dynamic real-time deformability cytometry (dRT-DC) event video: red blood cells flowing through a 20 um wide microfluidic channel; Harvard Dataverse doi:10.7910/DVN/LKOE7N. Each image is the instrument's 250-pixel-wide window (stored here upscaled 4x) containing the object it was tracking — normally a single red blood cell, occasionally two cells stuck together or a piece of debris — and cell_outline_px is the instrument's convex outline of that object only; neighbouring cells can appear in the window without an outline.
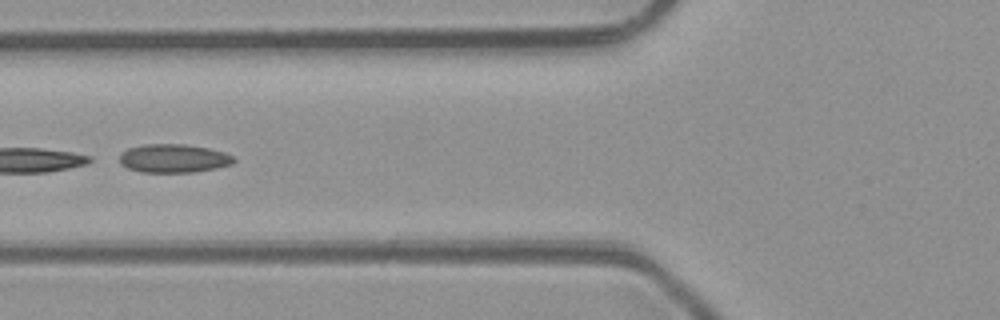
{"species": "common noctule bat (a hibernating species)", "species_latin": "Nyctalus noctula", "temperature_condition": "room temperature", "stored_images_in_passage": 5, "camera_frame_rate_fps": 3000, "um_per_image_px": 0.085, "animal": {"sex": "male", "body_mass_g": 23.1, "forearm_length_mm": 52.7}, "frame": {"image": 1, "passage_image": 4, "time_ms": 4.667, "image_size_px": [1000, 320], "cell_outline_px": [[236, 160], [232, 164], [216, 168], [192, 172], [140, 172], [128, 168], [120, 164], [120, 156], [128, 148], [144, 144], [184, 144], [208, 148], [224, 152], [232, 156]], "centroid_in_image_um": [14.76, 13.46], "position_along_channel_um": 111.0, "area_um2": 18.9}}
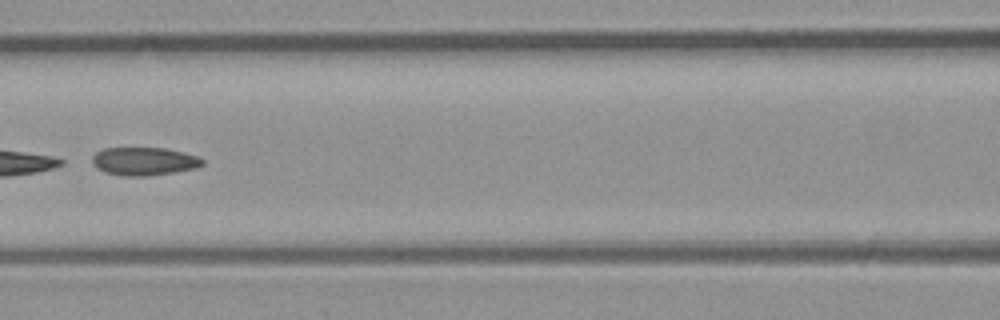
{"frame": {"image": 2, "passage_image": 5, "time_ms": 5.667, "image_size_px": [1000, 320], "cell_outline_px": [[204, 164], [196, 168], [176, 172], [144, 176], [124, 176], [104, 172], [96, 168], [92, 164], [92, 156], [96, 152], [104, 148], [164, 148], [196, 156], [204, 160]], "centroid_in_image_um": [12.21, 13.72], "position_along_channel_um": 154.4, "area_um2": 18.03}}